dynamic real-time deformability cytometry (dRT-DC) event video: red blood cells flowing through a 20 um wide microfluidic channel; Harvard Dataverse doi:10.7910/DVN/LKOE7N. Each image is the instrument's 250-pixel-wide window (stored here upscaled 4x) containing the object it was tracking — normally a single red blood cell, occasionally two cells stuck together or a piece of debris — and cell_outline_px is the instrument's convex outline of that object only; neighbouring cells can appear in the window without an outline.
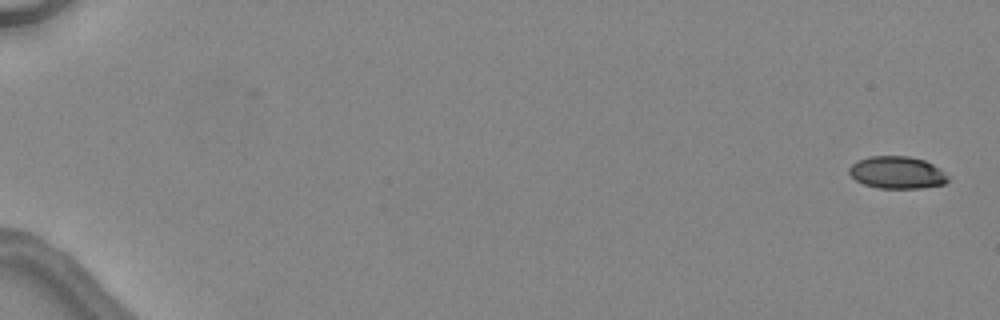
{"species": "common noctule bat (a hibernating species)", "species_latin": "Nyctalus noctula", "temperature_condition": "warm", "stored_images_in_passage": 6, "camera_frame_rate_fps": 3000, "um_per_image_px": 0.085, "animal": {"sex": "female", "body_mass_g": 24.6, "forearm_length_mm": 56.2}, "frame": {"image": 1, "passage_image": 1, "time_ms": 0.0, "image_size_px": [1000, 320], "cell_outline_px": [[948, 180], [944, 184], [920, 188], [880, 188], [864, 184], [856, 180], [848, 172], [848, 168], [856, 160], [868, 156], [908, 156], [924, 160], [940, 168], [948, 176]], "centroid_in_image_um": [76.23, 14.65], "position_along_channel_um": 8.8, "area_um2": 18.61}}
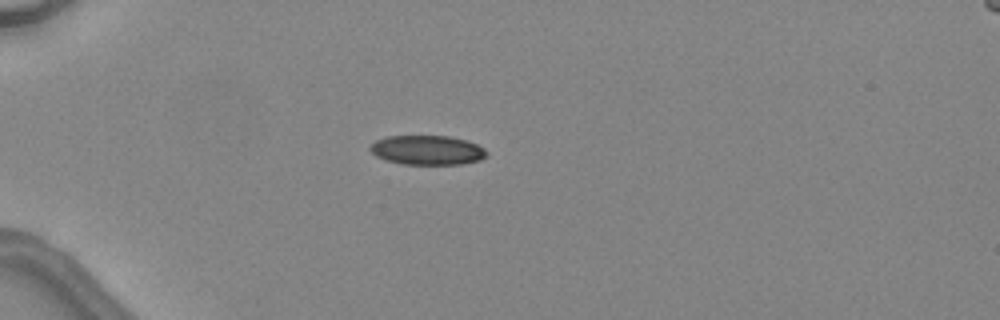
{"frame": {"image": 2, "passage_image": 5, "time_ms": 4.667, "image_size_px": [1000, 320], "cell_outline_px": [[488, 156], [480, 160], [460, 164], [404, 164], [384, 160], [376, 156], [368, 148], [376, 140], [388, 136], [448, 136], [468, 140], [484, 148], [488, 152]], "centroid_in_image_um": [36.34, 12.76], "position_along_channel_um": 48.7, "area_um2": 20.06}}